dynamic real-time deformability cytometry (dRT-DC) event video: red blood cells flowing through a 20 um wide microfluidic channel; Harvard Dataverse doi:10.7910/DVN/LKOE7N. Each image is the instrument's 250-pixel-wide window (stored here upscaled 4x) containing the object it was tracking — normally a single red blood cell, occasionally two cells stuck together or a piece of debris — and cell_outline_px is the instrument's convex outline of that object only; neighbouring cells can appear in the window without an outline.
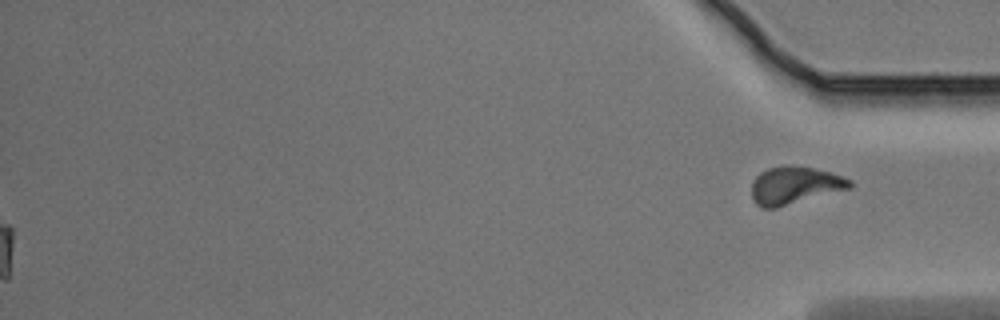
{"species": "Egyptian fruit bat (a non-hibernating species)", "species_latin": "Rousettus aegyptiacus", "temperature_condition": "warm", "stored_images_in_passage": 48, "segment_of_instrument_passage": [2, 2], "camera_frame_rate_fps": 3000, "um_per_image_px": 0.085, "animal": {"sex": "male"}, "frame": {"image": 1, "passage_image": 48, "time_ms": 15.667, "image_size_px": [1000, 320], "cell_outline_px": [[852, 188], [776, 208], [760, 208], [752, 200], [752, 180], [760, 172], [768, 168], [784, 164], [788, 164], [812, 168], [828, 172], [852, 180]], "centroid_in_image_um": [67.51, 15.76], "position_along_channel_um": 367.7, "area_um2": 21.68}}